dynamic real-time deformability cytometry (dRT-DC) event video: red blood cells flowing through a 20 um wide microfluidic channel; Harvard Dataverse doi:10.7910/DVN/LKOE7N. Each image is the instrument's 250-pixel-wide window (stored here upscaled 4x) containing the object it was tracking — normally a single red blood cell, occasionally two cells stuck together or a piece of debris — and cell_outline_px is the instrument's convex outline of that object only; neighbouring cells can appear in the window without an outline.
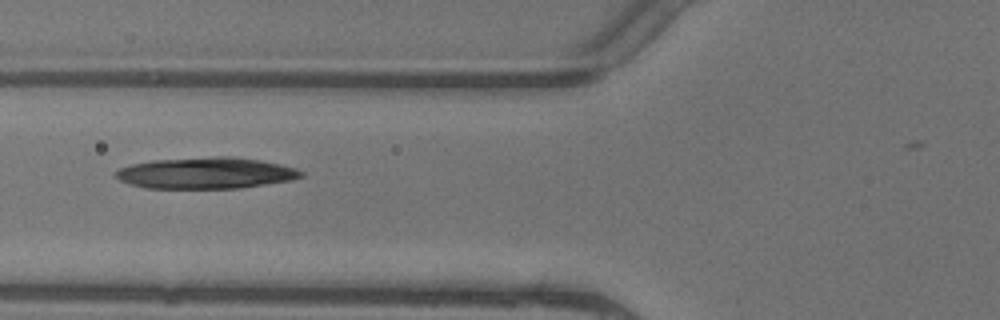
{"species": "common noctule bat (a hibernating species)", "species_latin": "Nyctalus noctula", "temperature_condition": "warm", "stored_images_in_passage": 6, "camera_frame_rate_fps": 3000, "um_per_image_px": 0.085, "animal": {"sex": "female"}, "frame": {"image": 1, "passage_image": 5, "time_ms": 1.333, "image_size_px": [1000, 320], "cell_outline_px": [[304, 176], [292, 180], [240, 188], [144, 188], [120, 180], [116, 176], [116, 172], [120, 168], [132, 164], [152, 160], [216, 156], [228, 156], [260, 160], [280, 164], [296, 168], [304, 172]], "centroid_in_image_um": [17.55, 14.7], "position_along_channel_um": 108.3, "area_um2": 33.76}}
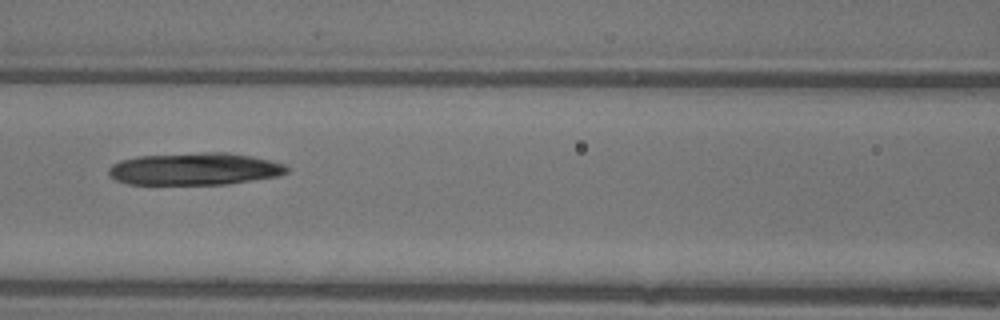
{"frame": {"image": 2, "passage_image": 6, "time_ms": 1.667, "image_size_px": [1000, 320], "cell_outline_px": [[288, 172], [280, 176], [228, 184], [128, 184], [116, 180], [108, 172], [108, 168], [112, 164], [120, 160], [136, 156], [204, 152], [228, 152], [252, 156], [284, 164], [288, 168]], "centroid_in_image_um": [16.56, 14.35], "position_along_channel_um": 150.0, "area_um2": 33.64}}